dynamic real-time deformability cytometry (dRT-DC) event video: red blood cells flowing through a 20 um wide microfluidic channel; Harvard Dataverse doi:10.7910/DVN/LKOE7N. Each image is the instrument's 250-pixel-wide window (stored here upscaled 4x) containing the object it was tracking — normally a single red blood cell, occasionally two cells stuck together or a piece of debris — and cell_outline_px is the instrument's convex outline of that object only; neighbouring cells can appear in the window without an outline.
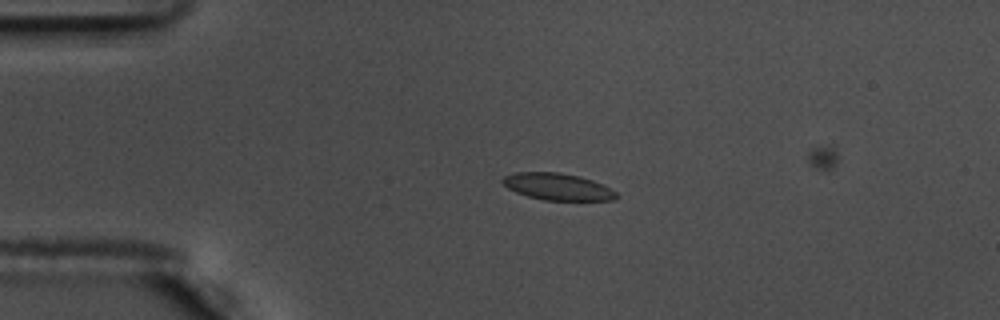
{"species": "common noctule bat (a hibernating species)", "species_latin": "Nyctalus noctula", "temperature_condition": "warm", "stored_images_in_passage": 7, "camera_frame_rate_fps": 3000, "um_per_image_px": 0.085, "animal": {"sex": "male", "body_mass_g": 17.5, "forearm_length_mm": 52.3}, "frame": {"image": 1, "passage_image": 2, "time_ms": 0.333, "image_size_px": [1000, 320], "cell_outline_px": [[620, 196], [612, 200], [544, 200], [528, 196], [516, 192], [508, 188], [500, 180], [504, 176], [516, 172], [560, 172], [580, 176], [592, 180], [612, 188]], "centroid_in_image_um": [47.42, 15.86], "position_along_channel_um": 37.6, "area_um2": 17.86}}